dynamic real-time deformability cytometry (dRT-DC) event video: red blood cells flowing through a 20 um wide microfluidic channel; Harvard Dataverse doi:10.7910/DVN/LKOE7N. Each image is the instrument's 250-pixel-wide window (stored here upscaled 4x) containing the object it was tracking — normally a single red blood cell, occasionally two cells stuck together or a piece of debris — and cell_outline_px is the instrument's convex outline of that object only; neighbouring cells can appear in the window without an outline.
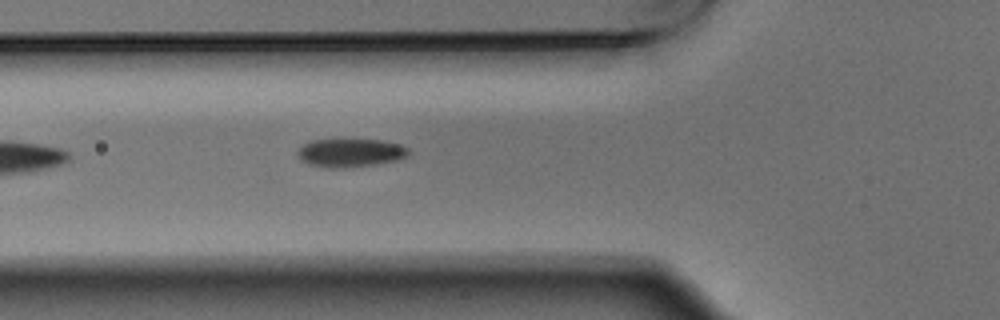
{"species": "Egyptian fruit bat (a non-hibernating species)", "species_latin": "Rousettus aegyptiacus", "temperature_condition": "warm", "stored_images_in_passage": 5, "camera_frame_rate_fps": 3000, "um_per_image_px": 0.085, "animal": {"sex": "male"}, "frame": {"image": 1, "passage_image": 5, "time_ms": 1.333, "image_size_px": [1000, 320], "cell_outline_px": [[412, 152], [408, 156], [400, 160], [376, 164], [340, 168], [328, 168], [312, 164], [304, 160], [296, 152], [304, 144], [312, 140], [336, 136], [380, 140], [400, 144], [408, 148]], "centroid_in_image_um": [29.84, 12.93], "position_along_channel_um": 96.0, "area_um2": 19.13}}